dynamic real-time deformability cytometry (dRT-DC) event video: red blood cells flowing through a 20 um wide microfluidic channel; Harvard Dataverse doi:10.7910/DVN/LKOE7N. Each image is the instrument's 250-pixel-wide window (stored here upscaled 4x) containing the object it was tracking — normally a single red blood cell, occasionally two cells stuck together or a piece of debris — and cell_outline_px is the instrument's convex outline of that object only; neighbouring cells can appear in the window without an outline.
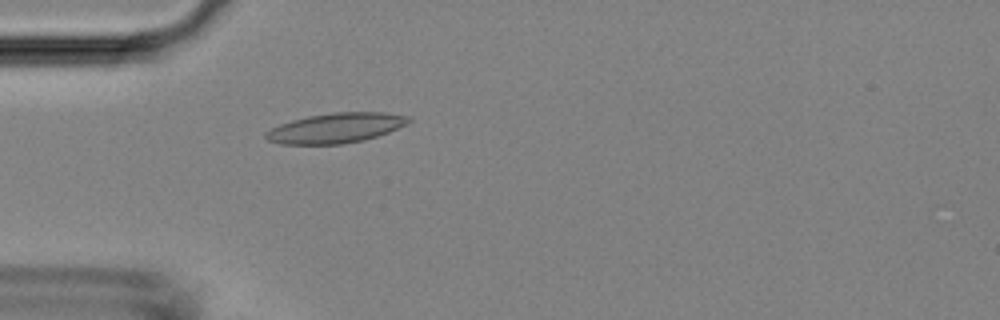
{"species": "Egyptian fruit bat (a non-hibernating species)", "species_latin": "Rousettus aegyptiacus", "temperature_condition": "room temperature", "stored_images_in_passage": 5, "camera_frame_rate_fps": 3000, "um_per_image_px": 0.085, "animal": {"sex": "female"}, "frame": {"image": 1, "passage_image": 5, "time_ms": 4.667, "image_size_px": [1000, 320], "cell_outline_px": [[412, 120], [408, 124], [388, 132], [364, 140], [344, 144], [280, 144], [268, 140], [264, 136], [264, 132], [280, 124], [292, 120], [308, 116], [332, 112], [384, 112], [412, 116]], "centroid_in_image_um": [28.57, 10.87], "position_along_channel_um": 56.4, "area_um2": 25.09}}